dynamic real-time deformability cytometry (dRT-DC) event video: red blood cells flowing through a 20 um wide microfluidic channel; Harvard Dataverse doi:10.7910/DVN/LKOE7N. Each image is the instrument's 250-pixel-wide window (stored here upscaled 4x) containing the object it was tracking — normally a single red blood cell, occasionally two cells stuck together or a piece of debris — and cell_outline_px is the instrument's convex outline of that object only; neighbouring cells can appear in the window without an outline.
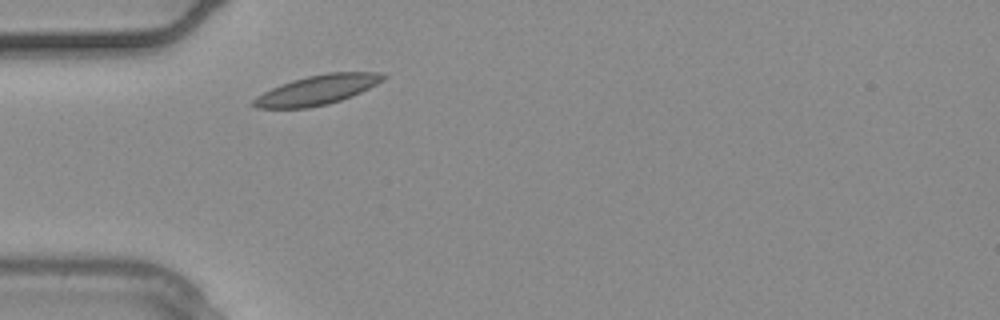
{"species": "common noctule bat (a hibernating species)", "species_latin": "Nyctalus noctula", "temperature_condition": "warm", "stored_images_in_passage": 1, "camera_frame_rate_fps": 3000, "um_per_image_px": 0.085, "animal": {"sex": "male", "body_mass_g": 20.4}, "frame": {"image": 1, "passage_image": 1, "time_ms": 0.0, "image_size_px": [1000, 320], "cell_outline_px": [[388, 76], [384, 80], [352, 96], [328, 104], [308, 108], [256, 108], [248, 104], [256, 96], [280, 84], [292, 80], [308, 76], [328, 72], [376, 72]], "centroid_in_image_um": [26.92, 7.65], "position_along_channel_um": 58.1, "area_um2": 22.37}}